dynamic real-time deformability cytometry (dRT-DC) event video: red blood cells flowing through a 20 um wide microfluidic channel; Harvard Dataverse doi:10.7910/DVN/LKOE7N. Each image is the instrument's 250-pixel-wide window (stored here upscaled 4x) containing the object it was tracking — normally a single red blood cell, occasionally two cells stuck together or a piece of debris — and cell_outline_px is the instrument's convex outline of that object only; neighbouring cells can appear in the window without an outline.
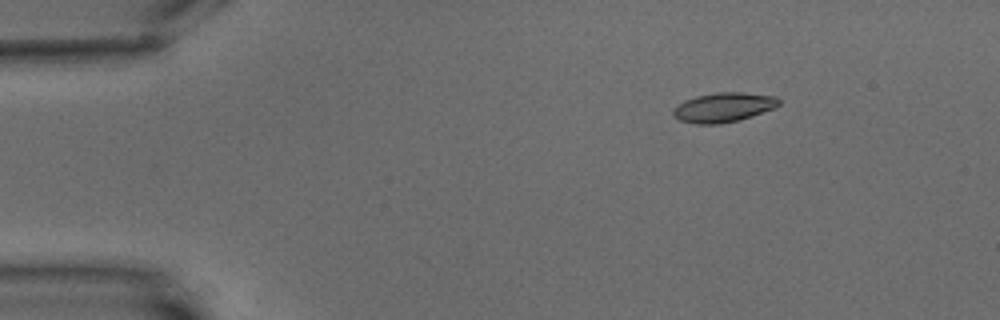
{"species": "common noctule bat (a hibernating species)", "species_latin": "Nyctalus noctula", "temperature_condition": "warm", "stored_images_in_passage": 5, "camera_frame_rate_fps": 3000, "um_per_image_px": 0.085, "animal": {"sex": "male", "body_mass_g": 15.6}, "frame": {"image": 1, "passage_image": 1, "time_ms": 0.0, "image_size_px": [1000, 320], "cell_outline_px": [[780, 104], [772, 108], [752, 116], [740, 120], [720, 124], [696, 124], [680, 120], [672, 116], [672, 108], [684, 100], [696, 96], [716, 92], [744, 92], [776, 96], [780, 100]], "centroid_in_image_um": [61.46, 9.12], "position_along_channel_um": 23.5, "area_um2": 18.32}}
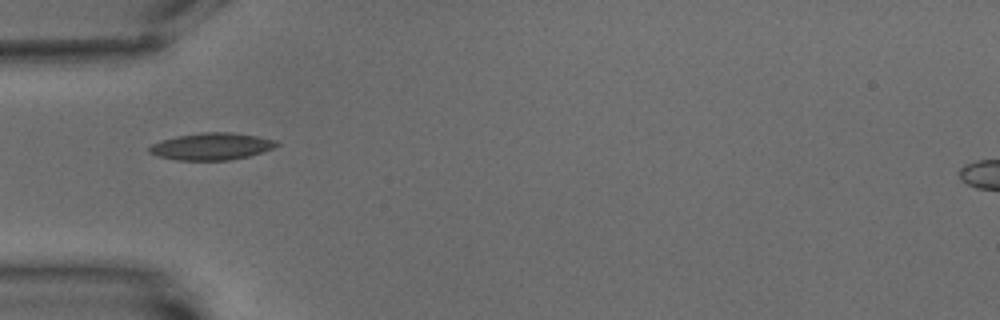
{"frame": {"image": 2, "passage_image": 4, "time_ms": 3.667, "image_size_px": [1000, 320], "cell_outline_px": [[280, 144], [272, 148], [248, 156], [228, 160], [176, 160], [160, 156], [148, 152], [148, 148], [152, 144], [160, 140], [176, 136], [200, 132], [232, 132], [256, 136], [276, 140]], "centroid_in_image_um": [17.95, 12.43], "position_along_channel_um": 67.0, "area_um2": 19.94}}